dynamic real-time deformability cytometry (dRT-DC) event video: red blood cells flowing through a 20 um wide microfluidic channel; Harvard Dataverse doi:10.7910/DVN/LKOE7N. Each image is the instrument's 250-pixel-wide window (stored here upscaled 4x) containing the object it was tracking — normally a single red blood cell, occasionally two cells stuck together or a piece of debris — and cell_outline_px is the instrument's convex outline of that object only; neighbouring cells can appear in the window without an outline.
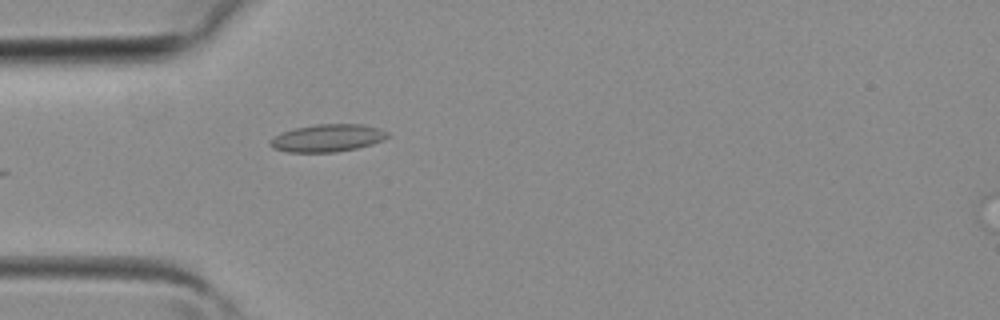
{"species": "common noctule bat (a hibernating species)", "species_latin": "Nyctalus noctula", "temperature_condition": "room temperature", "stored_images_in_passage": 17, "camera_frame_rate_fps": 3000, "um_per_image_px": 0.085, "animal": {"sex": "female", "body_mass_g": 19.3, "forearm_length_mm": 54.1}, "frame": {"image": 1, "passage_image": 1, "time_ms": 0.0, "image_size_px": [1000, 320], "cell_outline_px": [[388, 136], [384, 140], [372, 144], [356, 148], [336, 152], [288, 152], [272, 148], [268, 144], [268, 140], [280, 132], [296, 128], [316, 124], [360, 124], [380, 128], [388, 132]], "centroid_in_image_um": [27.8, 11.73], "position_along_channel_um": 57.2, "area_um2": 18.96}}
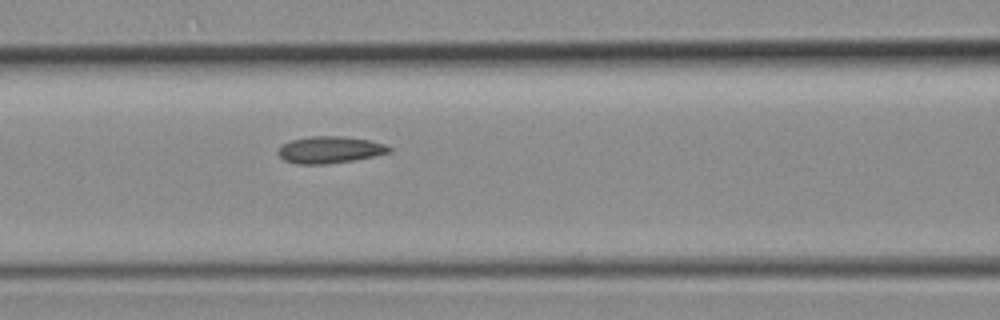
{"frame": {"image": 2, "passage_image": 6, "time_ms": 1.667, "image_size_px": [1000, 320], "cell_outline_px": [[392, 152], [356, 160], [328, 164], [296, 164], [284, 160], [276, 152], [284, 144], [292, 140], [312, 136], [340, 136], [368, 140], [384, 144], [392, 148]], "centroid_in_image_um": [28.05, 12.74], "position_along_channel_um": 138.5, "area_um2": 17.34}}
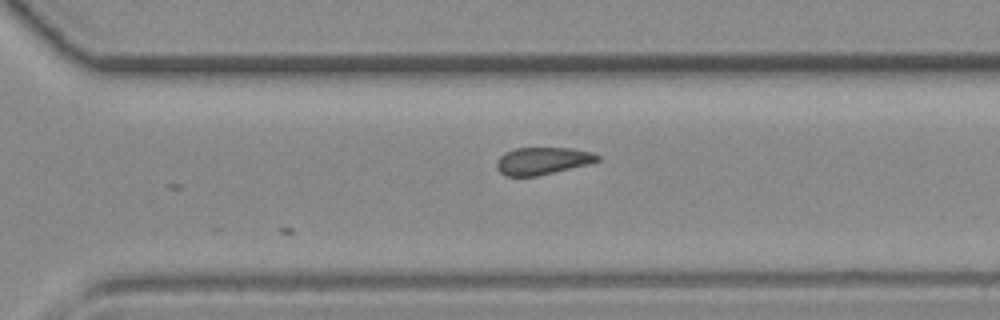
{"frame": {"image": 3, "passage_image": 17, "time_ms": 5.333, "image_size_px": [1000, 320], "cell_outline_px": [[600, 160], [588, 164], [536, 176], [504, 176], [496, 168], [496, 160], [504, 152], [516, 148], [572, 148], [592, 152], [600, 156]], "centroid_in_image_um": [46.08, 13.67], "position_along_channel_um": 324.5, "area_um2": 16.07}}